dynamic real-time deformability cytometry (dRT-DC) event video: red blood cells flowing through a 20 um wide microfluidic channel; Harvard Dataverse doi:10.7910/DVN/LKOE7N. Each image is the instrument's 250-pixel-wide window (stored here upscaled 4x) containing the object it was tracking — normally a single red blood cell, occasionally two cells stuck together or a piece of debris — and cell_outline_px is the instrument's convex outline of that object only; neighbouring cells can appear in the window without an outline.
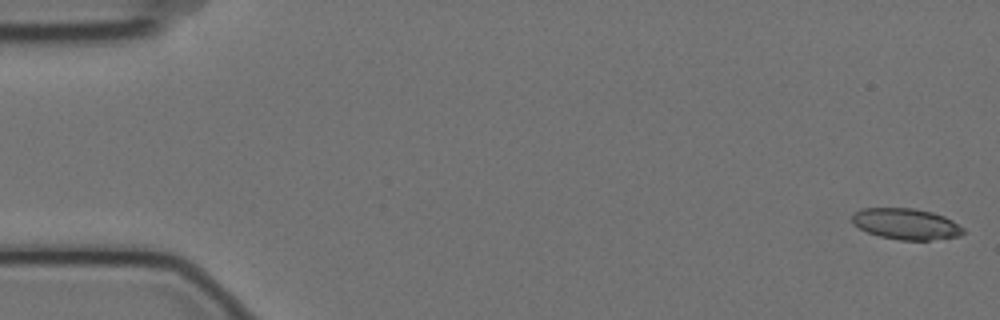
{"species": "Egyptian fruit bat (a non-hibernating species)", "species_latin": "Rousettus aegyptiacus", "temperature_condition": "cold", "stored_images_in_passage": 5, "camera_frame_rate_fps": 3000, "um_per_image_px": 0.085, "animal": {"sex": "female"}, "frame": {"image": 1, "passage_image": 1, "time_ms": 0.0, "image_size_px": [1000, 320], "cell_outline_px": [[964, 232], [960, 236], [928, 240], [900, 240], [880, 236], [868, 232], [852, 224], [852, 216], [856, 212], [864, 208], [912, 208], [932, 212], [944, 216], [952, 220], [964, 228]], "centroid_in_image_um": [77.03, 19.03], "position_along_channel_um": 8.0, "area_um2": 20.0}}
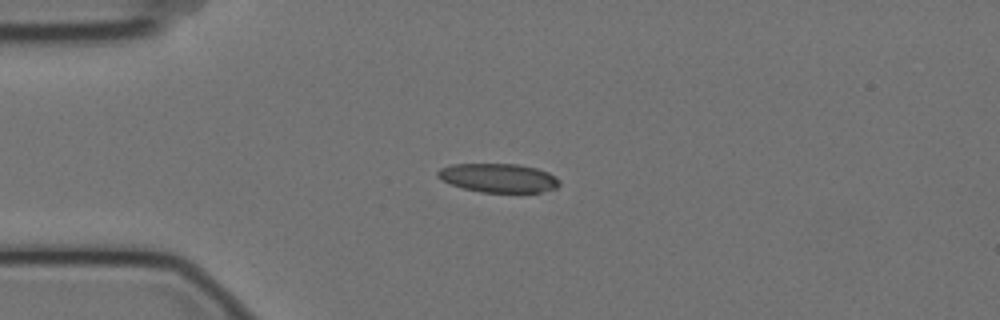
{"frame": {"image": 2, "passage_image": 4, "time_ms": 1.0, "image_size_px": [1000, 320], "cell_outline_px": [[560, 184], [556, 188], [540, 192], [480, 192], [464, 188], [452, 184], [436, 176], [436, 172], [440, 168], [452, 164], [516, 164], [536, 168], [548, 172], [556, 176], [560, 180]], "centroid_in_image_um": [42.38, 15.12], "position_along_channel_um": 42.6, "area_um2": 20.4}}